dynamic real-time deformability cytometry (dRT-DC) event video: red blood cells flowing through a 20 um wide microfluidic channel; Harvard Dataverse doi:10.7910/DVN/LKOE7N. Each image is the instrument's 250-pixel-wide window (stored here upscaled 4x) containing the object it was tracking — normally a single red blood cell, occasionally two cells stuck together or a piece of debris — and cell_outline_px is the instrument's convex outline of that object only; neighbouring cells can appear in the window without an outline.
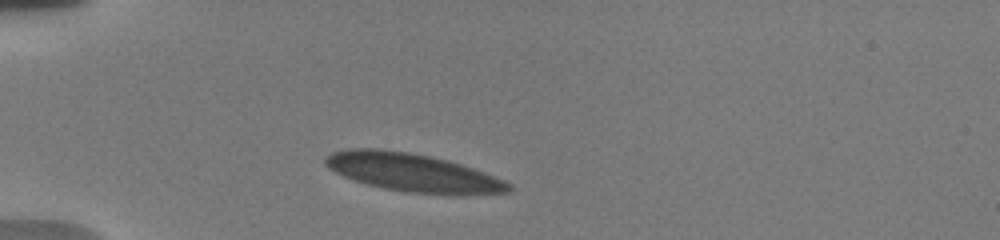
{"species": "human", "species_latin": "Homo sapiens", "temperature_condition": "warm", "stored_images_in_passage": 6, "camera_frame_rate_fps": 3000, "um_per_image_px": 0.085, "donor": {"sex": "male"}, "frame": {"image": 1, "passage_image": 1, "time_ms": 0.0, "image_size_px": [1000, 240], "cell_outline_px": [[516, 188], [512, 192], [412, 192], [384, 188], [368, 184], [344, 176], [328, 168], [324, 164], [324, 156], [332, 152], [348, 148], [380, 148], [408, 152], [448, 160], [484, 172], [504, 180], [512, 184]], "centroid_in_image_um": [34.99, 14.61], "position_along_channel_um": 50.0, "area_um2": 39.65}}
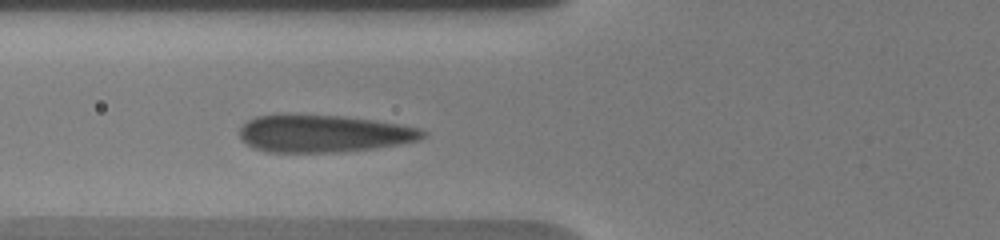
{"frame": {"image": 2, "passage_image": 6, "time_ms": 2.0, "image_size_px": [1000, 240], "cell_outline_px": [[428, 132], [424, 136], [416, 140], [396, 144], [372, 148], [336, 152], [268, 152], [252, 148], [240, 140], [240, 128], [248, 120], [256, 116], [276, 112], [284, 112], [344, 116], [372, 120], [420, 128]], "centroid_in_image_um": [27.37, 11.32], "position_along_channel_um": 98.4, "area_um2": 40.46}}